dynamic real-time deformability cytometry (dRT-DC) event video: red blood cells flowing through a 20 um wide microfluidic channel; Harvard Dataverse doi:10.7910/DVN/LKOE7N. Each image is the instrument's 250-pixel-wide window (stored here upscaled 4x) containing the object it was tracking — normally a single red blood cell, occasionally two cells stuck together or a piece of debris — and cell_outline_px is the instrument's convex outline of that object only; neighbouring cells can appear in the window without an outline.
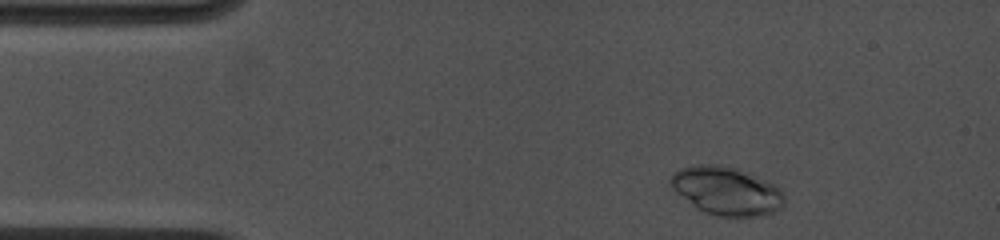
{"species": "common noctule bat (a hibernating species)", "species_latin": "Nyctalus noctula", "temperature_condition": "cold", "stored_images_in_passage": 18, "camera_frame_rate_fps": 4500, "um_per_image_px": 0.085, "animal": {"sex": "female", "body_mass_g": 19.0, "forearm_length_mm": 53.3}, "frame": {"image": 1, "passage_image": 2, "time_ms": 0.444, "image_size_px": [1000, 240], "cell_outline_px": [[784, 204], [776, 212], [764, 216], [716, 216], [704, 212], [696, 208], [676, 192], [668, 184], [668, 180], [672, 172], [680, 168], [696, 164], [724, 164], [740, 168], [780, 188], [784, 196]], "centroid_in_image_um": [61.72, 16.21], "position_along_channel_um": 23.3, "area_um2": 32.48}}
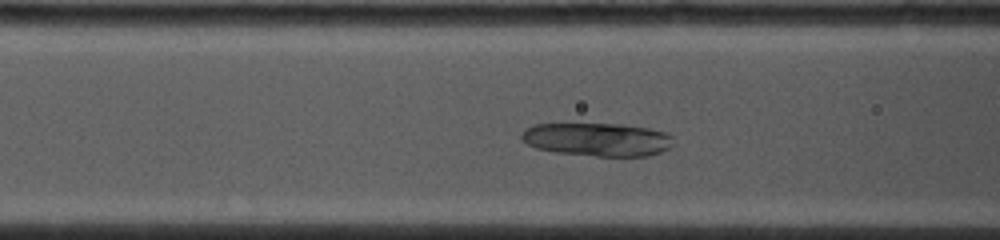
{"frame": {"image": 2, "passage_image": 12, "time_ms": 4.444, "image_size_px": [1000, 240], "cell_outline_px": [[672, 144], [668, 148], [660, 152], [648, 156], [596, 156], [556, 152], [536, 148], [520, 140], [520, 132], [524, 128], [532, 124], [624, 124], [648, 128], [664, 132], [672, 136]], "centroid_in_image_um": [50.72, 11.85], "position_along_channel_um": 115.9, "area_um2": 29.59}}
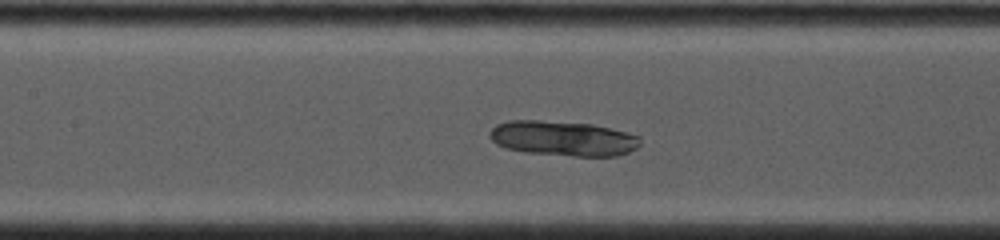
{"frame": {"image": 3, "passage_image": 18, "time_ms": 5.556, "image_size_px": [1000, 240], "cell_outline_px": [[640, 144], [636, 148], [628, 152], [616, 156], [572, 156], [524, 152], [504, 148], [496, 144], [488, 136], [488, 132], [496, 124], [508, 120], [540, 120], [592, 124], [640, 136]], "centroid_in_image_um": [47.8, 11.76], "position_along_channel_um": 159.6, "area_um2": 30.81}}